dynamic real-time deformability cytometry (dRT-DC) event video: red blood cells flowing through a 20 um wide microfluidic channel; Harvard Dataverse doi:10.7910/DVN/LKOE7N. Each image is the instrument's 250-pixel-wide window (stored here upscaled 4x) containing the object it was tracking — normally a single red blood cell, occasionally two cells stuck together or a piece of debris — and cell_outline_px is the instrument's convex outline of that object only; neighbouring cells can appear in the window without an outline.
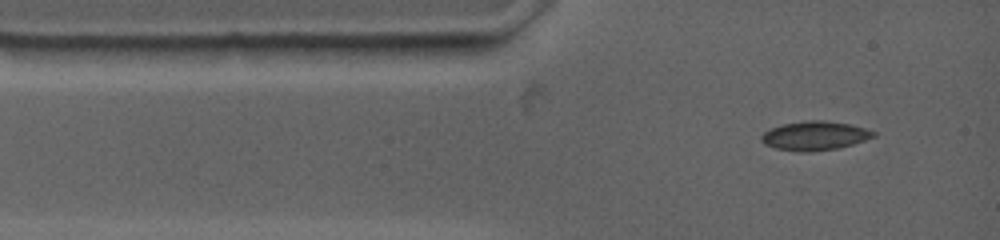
{"species": "common noctule bat (a hibernating species)", "species_latin": "Nyctalus noctula", "temperature_condition": "warm", "stored_images_in_passage": 3, "camera_frame_rate_fps": 4500, "um_per_image_px": 0.085, "animal": {"sex": "female", "body_mass_g": 19.0, "forearm_length_mm": 53.3}, "frame": {"image": 1, "passage_image": 1, "time_ms": 0.0, "image_size_px": [1000, 240], "cell_outline_px": [[876, 136], [840, 148], [812, 152], [800, 152], [776, 148], [764, 144], [760, 140], [760, 136], [764, 132], [772, 128], [784, 124], [808, 120], [824, 120], [848, 124], [864, 128], [876, 132]], "centroid_in_image_um": [69.25, 11.55], "position_along_channel_um": 15.8, "area_um2": 18.9}}
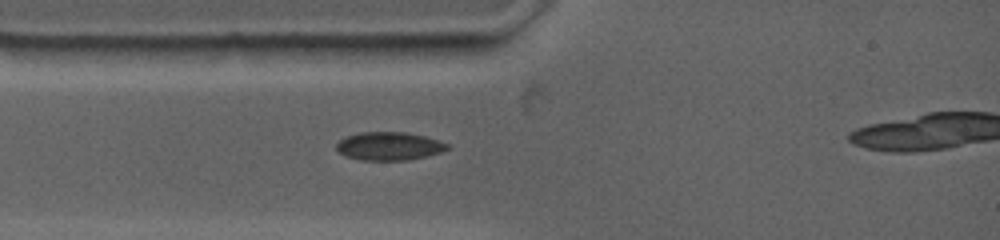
{"frame": {"image": 2, "passage_image": 3, "time_ms": 1.556, "image_size_px": [1000, 240], "cell_outline_px": [[452, 148], [440, 152], [408, 160], [364, 160], [348, 156], [340, 152], [336, 148], [336, 144], [340, 140], [348, 136], [360, 132], [408, 132], [424, 136], [448, 144]], "centroid_in_image_um": [33.1, 12.41], "position_along_channel_um": 51.9, "area_um2": 17.98}}